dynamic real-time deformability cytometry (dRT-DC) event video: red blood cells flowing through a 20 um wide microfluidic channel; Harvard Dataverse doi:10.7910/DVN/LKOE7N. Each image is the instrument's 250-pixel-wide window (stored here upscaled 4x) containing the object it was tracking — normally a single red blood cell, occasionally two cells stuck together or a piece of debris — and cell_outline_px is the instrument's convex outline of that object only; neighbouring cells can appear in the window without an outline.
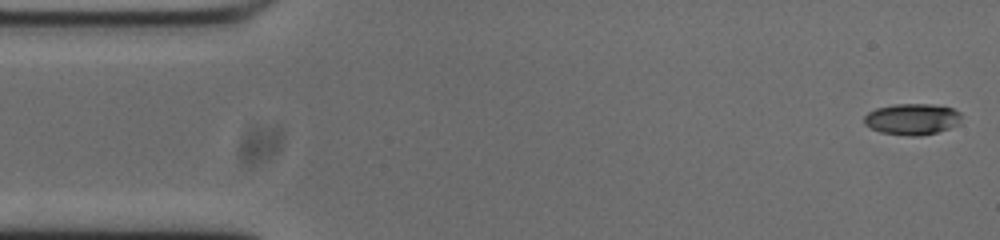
{"species": "common noctule bat (a hibernating species)", "species_latin": "Nyctalus noctula", "temperature_condition": "cold", "stored_images_in_passage": 53, "camera_frame_rate_fps": 3000, "um_per_image_px": 0.085, "animal": {"sex": "male", "body_mass_g": 20.0, "forearm_length_mm": 53.3}, "frame": {"image": 1, "passage_image": 1, "time_ms": 0.0, "image_size_px": [1000, 240], "cell_outline_px": [[960, 124], [936, 132], [920, 136], [908, 136], [880, 132], [864, 124], [864, 116], [868, 112], [876, 108], [892, 104], [932, 104], [952, 108], [960, 112]], "centroid_in_image_um": [77.52, 10.12], "position_along_channel_um": 7.5, "area_um2": 17.74}}
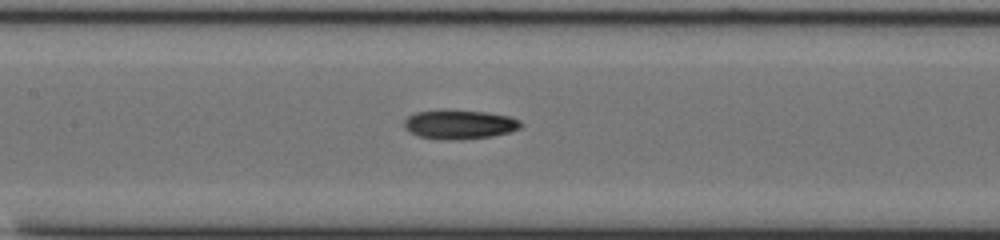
{"frame": {"image": 2, "passage_image": 23, "time_ms": 7.333, "image_size_px": [1000, 240], "cell_outline_px": [[524, 124], [520, 128], [508, 132], [492, 136], [460, 140], [444, 140], [420, 136], [408, 132], [404, 128], [404, 120], [408, 116], [416, 112], [436, 108], [448, 108], [484, 112], [508, 116], [520, 120]], "centroid_in_image_um": [39.01, 10.55], "position_along_channel_um": 168.4, "area_um2": 20.4}}
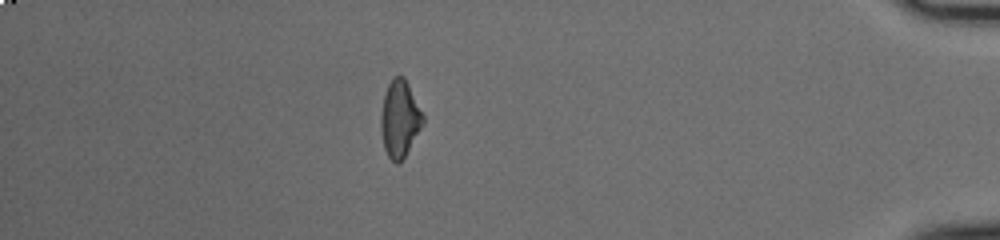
{"frame": {"image": 3, "passage_image": 46, "time_ms": 15.0, "image_size_px": [1000, 240], "cell_outline_px": [[424, 124], [404, 156], [396, 164], [388, 156], [384, 148], [380, 128], [380, 116], [384, 96], [388, 84], [392, 76], [404, 76], [424, 116]], "centroid_in_image_um": [33.97, 10.08], "position_along_channel_um": 401.2, "area_um2": 18.67}, "authors_computed_cell_mechanics": {"area_um2": 18.7272, "velocity_mm_per_s": 3.7542, "shape_relaxation_time_tau1_ms": null, "shape_relaxation_time_tau2_ms": 6.2801, "deformation_change_tau1": null, "deformation_change_tau2": 0.1369}}